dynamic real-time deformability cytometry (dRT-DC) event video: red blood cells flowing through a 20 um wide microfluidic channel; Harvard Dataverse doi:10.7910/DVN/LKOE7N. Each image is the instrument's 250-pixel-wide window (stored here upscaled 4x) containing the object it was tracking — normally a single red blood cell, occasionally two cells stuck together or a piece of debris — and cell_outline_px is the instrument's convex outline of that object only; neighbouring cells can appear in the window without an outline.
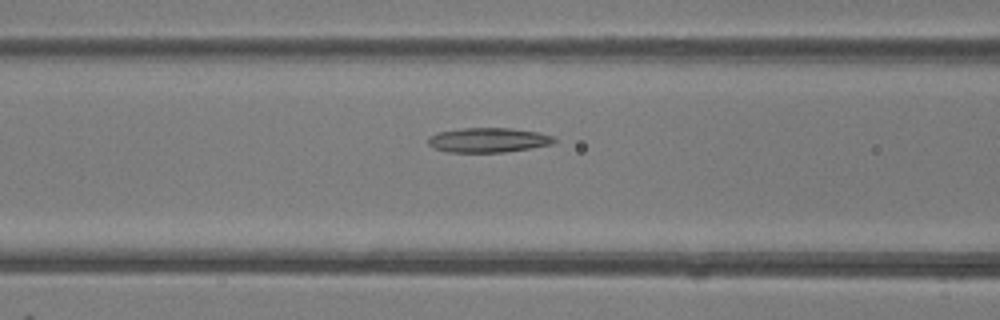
{"species": "common noctule bat (a hibernating species)", "species_latin": "Nyctalus noctula", "temperature_condition": "room temperature", "stored_images_in_passage": 30, "camera_frame_rate_fps": 3000, "um_per_image_px": 0.085, "animal": {"sex": "female"}, "frame": {"image": 1, "passage_image": 11, "time_ms": 3.333, "image_size_px": [1000, 320], "cell_outline_px": [[560, 140], [552, 144], [504, 152], [448, 152], [432, 148], [428, 144], [428, 136], [436, 132], [460, 128], [512, 128], [540, 132], [552, 136]], "centroid_in_image_um": [41.48, 11.89], "position_along_channel_um": 125.1, "area_um2": 18.32}}
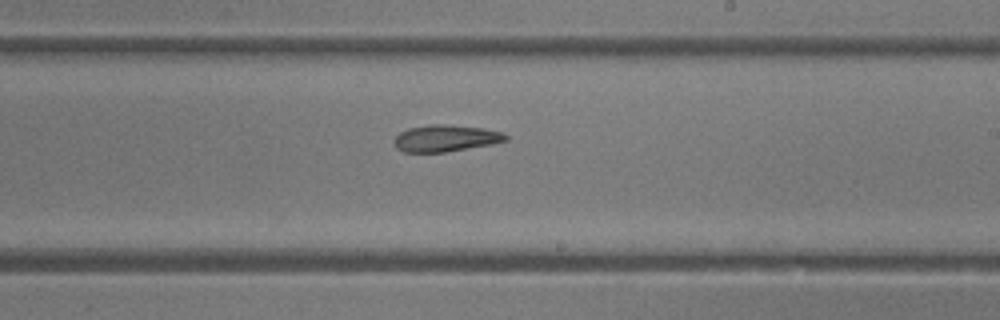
{"frame": {"image": 2, "passage_image": 20, "time_ms": 6.333, "image_size_px": [1000, 320], "cell_outline_px": [[508, 140], [492, 144], [444, 152], [404, 152], [396, 148], [392, 140], [400, 132], [408, 128], [432, 124], [444, 124], [484, 128], [504, 132], [508, 136]], "centroid_in_image_um": [37.87, 11.75], "position_along_channel_um": 251.1, "area_um2": 17.46}}
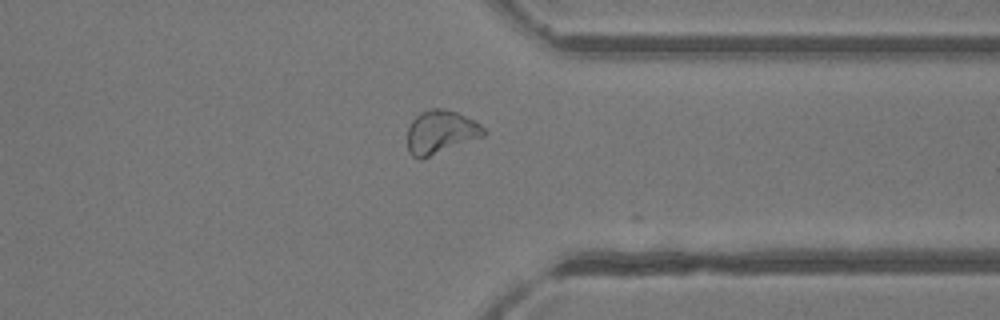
{"frame": {"image": 3, "passage_image": 29, "time_ms": 9.333, "image_size_px": [1000, 320], "cell_outline_px": [[488, 132], [484, 136], [420, 160], [412, 156], [408, 152], [408, 128], [412, 120], [420, 112], [432, 108], [440, 108], [456, 112], [480, 124]], "centroid_in_image_um": [37.44, 11.24], "position_along_channel_um": 374.0, "area_um2": 19.25}, "authors_computed_cell_mechanics": {"area_um2": 17.8891, "velocity_mm_per_s": 4.2054, "shape_relaxation_time_tau1_ms": null, "shape_relaxation_time_tau2_ms": 2.8227, "deformation_change_tau1": null, "deformation_change_tau2": 0.0824}}